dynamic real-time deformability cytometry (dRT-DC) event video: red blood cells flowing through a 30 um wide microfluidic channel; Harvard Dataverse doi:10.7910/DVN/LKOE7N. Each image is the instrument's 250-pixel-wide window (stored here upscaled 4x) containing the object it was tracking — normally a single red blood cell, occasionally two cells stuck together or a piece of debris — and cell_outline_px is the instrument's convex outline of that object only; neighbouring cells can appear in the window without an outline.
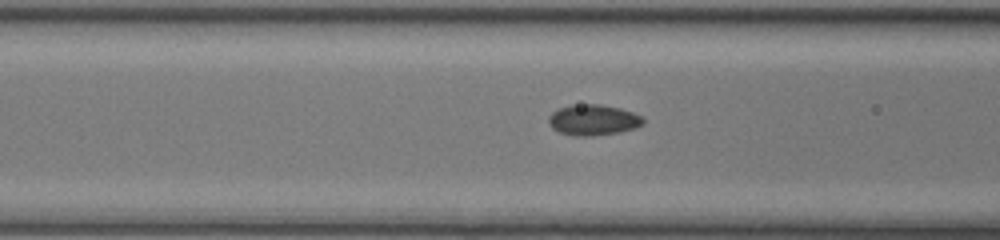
{"species": "common noctule bat (a hibernating species)", "species_latin": "Nyctalus noctula", "temperature_condition": "room temperature", "stored_images_in_passage": 14, "camera_frame_rate_fps": 3000, "um_per_image_px": 0.085, "animal": {"sex": "female", "body_mass_g": 17.0, "forearm_length_mm": 48.0}, "frame": {"image": 1, "passage_image": 12, "time_ms": 3.667, "image_size_px": [1000, 240], "cell_outline_px": [[644, 124], [636, 128], [620, 132], [592, 136], [576, 136], [560, 132], [552, 128], [548, 124], [548, 116], [556, 108], [572, 104], [600, 104], [620, 108], [644, 116]], "centroid_in_image_um": [50.42, 10.19], "position_along_channel_um": 116.2, "area_um2": 17.28}}